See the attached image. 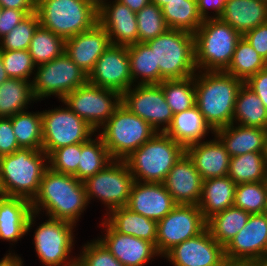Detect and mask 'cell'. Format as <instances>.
Wrapping results in <instances>:
<instances>
[{"instance_id": "cell-48", "label": "cell", "mask_w": 267, "mask_h": 266, "mask_svg": "<svg viewBox=\"0 0 267 266\" xmlns=\"http://www.w3.org/2000/svg\"><path fill=\"white\" fill-rule=\"evenodd\" d=\"M20 149L10 117H0V157Z\"/></svg>"}, {"instance_id": "cell-61", "label": "cell", "mask_w": 267, "mask_h": 266, "mask_svg": "<svg viewBox=\"0 0 267 266\" xmlns=\"http://www.w3.org/2000/svg\"><path fill=\"white\" fill-rule=\"evenodd\" d=\"M69 266H81V265L77 261H75L73 264H71Z\"/></svg>"}, {"instance_id": "cell-58", "label": "cell", "mask_w": 267, "mask_h": 266, "mask_svg": "<svg viewBox=\"0 0 267 266\" xmlns=\"http://www.w3.org/2000/svg\"><path fill=\"white\" fill-rule=\"evenodd\" d=\"M8 75L5 71L4 65H3V61L0 55V85L6 80L8 79Z\"/></svg>"}, {"instance_id": "cell-10", "label": "cell", "mask_w": 267, "mask_h": 266, "mask_svg": "<svg viewBox=\"0 0 267 266\" xmlns=\"http://www.w3.org/2000/svg\"><path fill=\"white\" fill-rule=\"evenodd\" d=\"M87 82L88 75L64 53L48 63L36 66L32 92L39 103L50 97L61 101L68 93Z\"/></svg>"}, {"instance_id": "cell-52", "label": "cell", "mask_w": 267, "mask_h": 266, "mask_svg": "<svg viewBox=\"0 0 267 266\" xmlns=\"http://www.w3.org/2000/svg\"><path fill=\"white\" fill-rule=\"evenodd\" d=\"M226 0H197L198 10L203 19L219 18L224 11Z\"/></svg>"}, {"instance_id": "cell-31", "label": "cell", "mask_w": 267, "mask_h": 266, "mask_svg": "<svg viewBox=\"0 0 267 266\" xmlns=\"http://www.w3.org/2000/svg\"><path fill=\"white\" fill-rule=\"evenodd\" d=\"M35 103L38 102L30 81L8 78L0 85V117H11L30 107L31 110Z\"/></svg>"}, {"instance_id": "cell-29", "label": "cell", "mask_w": 267, "mask_h": 266, "mask_svg": "<svg viewBox=\"0 0 267 266\" xmlns=\"http://www.w3.org/2000/svg\"><path fill=\"white\" fill-rule=\"evenodd\" d=\"M236 186L228 176L203 180L199 209L206 221L233 206Z\"/></svg>"}, {"instance_id": "cell-45", "label": "cell", "mask_w": 267, "mask_h": 266, "mask_svg": "<svg viewBox=\"0 0 267 266\" xmlns=\"http://www.w3.org/2000/svg\"><path fill=\"white\" fill-rule=\"evenodd\" d=\"M0 55L9 78L32 83L36 65L28 50H0Z\"/></svg>"}, {"instance_id": "cell-46", "label": "cell", "mask_w": 267, "mask_h": 266, "mask_svg": "<svg viewBox=\"0 0 267 266\" xmlns=\"http://www.w3.org/2000/svg\"><path fill=\"white\" fill-rule=\"evenodd\" d=\"M93 238L77 247V262L81 266H124L97 238Z\"/></svg>"}, {"instance_id": "cell-36", "label": "cell", "mask_w": 267, "mask_h": 266, "mask_svg": "<svg viewBox=\"0 0 267 266\" xmlns=\"http://www.w3.org/2000/svg\"><path fill=\"white\" fill-rule=\"evenodd\" d=\"M113 159L101 137L96 133L89 140L82 143L78 171L74 175L79 181L84 182L109 165Z\"/></svg>"}, {"instance_id": "cell-24", "label": "cell", "mask_w": 267, "mask_h": 266, "mask_svg": "<svg viewBox=\"0 0 267 266\" xmlns=\"http://www.w3.org/2000/svg\"><path fill=\"white\" fill-rule=\"evenodd\" d=\"M111 45L106 30L97 23L93 28L65 40V53L87 75Z\"/></svg>"}, {"instance_id": "cell-44", "label": "cell", "mask_w": 267, "mask_h": 266, "mask_svg": "<svg viewBox=\"0 0 267 266\" xmlns=\"http://www.w3.org/2000/svg\"><path fill=\"white\" fill-rule=\"evenodd\" d=\"M39 25L40 21L36 12L28 15L0 39V50H28Z\"/></svg>"}, {"instance_id": "cell-13", "label": "cell", "mask_w": 267, "mask_h": 266, "mask_svg": "<svg viewBox=\"0 0 267 266\" xmlns=\"http://www.w3.org/2000/svg\"><path fill=\"white\" fill-rule=\"evenodd\" d=\"M61 101L97 132L121 104V95L87 82L68 93Z\"/></svg>"}, {"instance_id": "cell-41", "label": "cell", "mask_w": 267, "mask_h": 266, "mask_svg": "<svg viewBox=\"0 0 267 266\" xmlns=\"http://www.w3.org/2000/svg\"><path fill=\"white\" fill-rule=\"evenodd\" d=\"M159 85L173 114L196 105L195 75L185 79L163 80Z\"/></svg>"}, {"instance_id": "cell-7", "label": "cell", "mask_w": 267, "mask_h": 266, "mask_svg": "<svg viewBox=\"0 0 267 266\" xmlns=\"http://www.w3.org/2000/svg\"><path fill=\"white\" fill-rule=\"evenodd\" d=\"M146 44L154 52L159 67V84L163 80L185 79L196 74L194 34L168 29Z\"/></svg>"}, {"instance_id": "cell-6", "label": "cell", "mask_w": 267, "mask_h": 266, "mask_svg": "<svg viewBox=\"0 0 267 266\" xmlns=\"http://www.w3.org/2000/svg\"><path fill=\"white\" fill-rule=\"evenodd\" d=\"M242 35L220 18L204 19L194 33L197 71H225Z\"/></svg>"}, {"instance_id": "cell-22", "label": "cell", "mask_w": 267, "mask_h": 266, "mask_svg": "<svg viewBox=\"0 0 267 266\" xmlns=\"http://www.w3.org/2000/svg\"><path fill=\"white\" fill-rule=\"evenodd\" d=\"M31 213L29 200L0 195V240L9 242L11 247L4 256H18L14 248L27 236V222Z\"/></svg>"}, {"instance_id": "cell-59", "label": "cell", "mask_w": 267, "mask_h": 266, "mask_svg": "<svg viewBox=\"0 0 267 266\" xmlns=\"http://www.w3.org/2000/svg\"><path fill=\"white\" fill-rule=\"evenodd\" d=\"M174 0H151L152 3L156 4L159 8H162L165 6L168 2H171Z\"/></svg>"}, {"instance_id": "cell-21", "label": "cell", "mask_w": 267, "mask_h": 266, "mask_svg": "<svg viewBox=\"0 0 267 266\" xmlns=\"http://www.w3.org/2000/svg\"><path fill=\"white\" fill-rule=\"evenodd\" d=\"M176 206L163 183L134 181L127 208L156 222Z\"/></svg>"}, {"instance_id": "cell-20", "label": "cell", "mask_w": 267, "mask_h": 266, "mask_svg": "<svg viewBox=\"0 0 267 266\" xmlns=\"http://www.w3.org/2000/svg\"><path fill=\"white\" fill-rule=\"evenodd\" d=\"M176 205H199L203 179L185 152L163 182Z\"/></svg>"}, {"instance_id": "cell-33", "label": "cell", "mask_w": 267, "mask_h": 266, "mask_svg": "<svg viewBox=\"0 0 267 266\" xmlns=\"http://www.w3.org/2000/svg\"><path fill=\"white\" fill-rule=\"evenodd\" d=\"M248 212L230 206L207 220L206 227L212 237L223 247L246 225L250 218Z\"/></svg>"}, {"instance_id": "cell-62", "label": "cell", "mask_w": 267, "mask_h": 266, "mask_svg": "<svg viewBox=\"0 0 267 266\" xmlns=\"http://www.w3.org/2000/svg\"><path fill=\"white\" fill-rule=\"evenodd\" d=\"M1 13H2V6L0 5V16H1Z\"/></svg>"}, {"instance_id": "cell-54", "label": "cell", "mask_w": 267, "mask_h": 266, "mask_svg": "<svg viewBox=\"0 0 267 266\" xmlns=\"http://www.w3.org/2000/svg\"><path fill=\"white\" fill-rule=\"evenodd\" d=\"M24 257L22 254L18 256H4L0 259V266H24Z\"/></svg>"}, {"instance_id": "cell-30", "label": "cell", "mask_w": 267, "mask_h": 266, "mask_svg": "<svg viewBox=\"0 0 267 266\" xmlns=\"http://www.w3.org/2000/svg\"><path fill=\"white\" fill-rule=\"evenodd\" d=\"M104 219L119 233L156 244L157 222L133 212L126 206L113 209Z\"/></svg>"}, {"instance_id": "cell-60", "label": "cell", "mask_w": 267, "mask_h": 266, "mask_svg": "<svg viewBox=\"0 0 267 266\" xmlns=\"http://www.w3.org/2000/svg\"><path fill=\"white\" fill-rule=\"evenodd\" d=\"M256 266H267V254L256 262Z\"/></svg>"}, {"instance_id": "cell-51", "label": "cell", "mask_w": 267, "mask_h": 266, "mask_svg": "<svg viewBox=\"0 0 267 266\" xmlns=\"http://www.w3.org/2000/svg\"><path fill=\"white\" fill-rule=\"evenodd\" d=\"M244 84L256 93L267 109V67L249 77Z\"/></svg>"}, {"instance_id": "cell-49", "label": "cell", "mask_w": 267, "mask_h": 266, "mask_svg": "<svg viewBox=\"0 0 267 266\" xmlns=\"http://www.w3.org/2000/svg\"><path fill=\"white\" fill-rule=\"evenodd\" d=\"M243 37L264 60L267 58V23L248 31Z\"/></svg>"}, {"instance_id": "cell-4", "label": "cell", "mask_w": 267, "mask_h": 266, "mask_svg": "<svg viewBox=\"0 0 267 266\" xmlns=\"http://www.w3.org/2000/svg\"><path fill=\"white\" fill-rule=\"evenodd\" d=\"M48 167V155L42 150L20 148L0 157V195L31 202Z\"/></svg>"}, {"instance_id": "cell-26", "label": "cell", "mask_w": 267, "mask_h": 266, "mask_svg": "<svg viewBox=\"0 0 267 266\" xmlns=\"http://www.w3.org/2000/svg\"><path fill=\"white\" fill-rule=\"evenodd\" d=\"M215 135L223 143L230 157L267 151V129L231 123L215 130Z\"/></svg>"}, {"instance_id": "cell-43", "label": "cell", "mask_w": 267, "mask_h": 266, "mask_svg": "<svg viewBox=\"0 0 267 266\" xmlns=\"http://www.w3.org/2000/svg\"><path fill=\"white\" fill-rule=\"evenodd\" d=\"M136 19L140 43H146L169 29L161 8L152 2L136 12Z\"/></svg>"}, {"instance_id": "cell-23", "label": "cell", "mask_w": 267, "mask_h": 266, "mask_svg": "<svg viewBox=\"0 0 267 266\" xmlns=\"http://www.w3.org/2000/svg\"><path fill=\"white\" fill-rule=\"evenodd\" d=\"M98 23L112 45L130 46L138 42L136 13L117 0H110L98 10Z\"/></svg>"}, {"instance_id": "cell-57", "label": "cell", "mask_w": 267, "mask_h": 266, "mask_svg": "<svg viewBox=\"0 0 267 266\" xmlns=\"http://www.w3.org/2000/svg\"><path fill=\"white\" fill-rule=\"evenodd\" d=\"M91 5H93L97 10H99L103 5H105L110 0H84Z\"/></svg>"}, {"instance_id": "cell-47", "label": "cell", "mask_w": 267, "mask_h": 266, "mask_svg": "<svg viewBox=\"0 0 267 266\" xmlns=\"http://www.w3.org/2000/svg\"><path fill=\"white\" fill-rule=\"evenodd\" d=\"M81 152L82 143L60 147L48 156V165L56 172L75 175Z\"/></svg>"}, {"instance_id": "cell-55", "label": "cell", "mask_w": 267, "mask_h": 266, "mask_svg": "<svg viewBox=\"0 0 267 266\" xmlns=\"http://www.w3.org/2000/svg\"><path fill=\"white\" fill-rule=\"evenodd\" d=\"M123 5L128 6L133 12L140 11L147 4L151 3V0H117Z\"/></svg>"}, {"instance_id": "cell-40", "label": "cell", "mask_w": 267, "mask_h": 266, "mask_svg": "<svg viewBox=\"0 0 267 266\" xmlns=\"http://www.w3.org/2000/svg\"><path fill=\"white\" fill-rule=\"evenodd\" d=\"M28 51L36 66L48 63L65 53V39L39 25Z\"/></svg>"}, {"instance_id": "cell-42", "label": "cell", "mask_w": 267, "mask_h": 266, "mask_svg": "<svg viewBox=\"0 0 267 266\" xmlns=\"http://www.w3.org/2000/svg\"><path fill=\"white\" fill-rule=\"evenodd\" d=\"M233 205L249 214L265 213L267 211L265 181L238 184Z\"/></svg>"}, {"instance_id": "cell-25", "label": "cell", "mask_w": 267, "mask_h": 266, "mask_svg": "<svg viewBox=\"0 0 267 266\" xmlns=\"http://www.w3.org/2000/svg\"><path fill=\"white\" fill-rule=\"evenodd\" d=\"M186 153L203 180L228 175L231 157L215 134L204 141L188 146Z\"/></svg>"}, {"instance_id": "cell-11", "label": "cell", "mask_w": 267, "mask_h": 266, "mask_svg": "<svg viewBox=\"0 0 267 266\" xmlns=\"http://www.w3.org/2000/svg\"><path fill=\"white\" fill-rule=\"evenodd\" d=\"M58 102L62 104L41 110L42 151L48 156L60 147L84 143L96 134V130L63 101Z\"/></svg>"}, {"instance_id": "cell-9", "label": "cell", "mask_w": 267, "mask_h": 266, "mask_svg": "<svg viewBox=\"0 0 267 266\" xmlns=\"http://www.w3.org/2000/svg\"><path fill=\"white\" fill-rule=\"evenodd\" d=\"M113 160H124L157 131L145 120L120 104L96 132Z\"/></svg>"}, {"instance_id": "cell-8", "label": "cell", "mask_w": 267, "mask_h": 266, "mask_svg": "<svg viewBox=\"0 0 267 266\" xmlns=\"http://www.w3.org/2000/svg\"><path fill=\"white\" fill-rule=\"evenodd\" d=\"M40 25L65 40L93 28L98 10L84 0H36Z\"/></svg>"}, {"instance_id": "cell-50", "label": "cell", "mask_w": 267, "mask_h": 266, "mask_svg": "<svg viewBox=\"0 0 267 266\" xmlns=\"http://www.w3.org/2000/svg\"><path fill=\"white\" fill-rule=\"evenodd\" d=\"M28 15L23 10L2 8L0 16V39L8 34Z\"/></svg>"}, {"instance_id": "cell-17", "label": "cell", "mask_w": 267, "mask_h": 266, "mask_svg": "<svg viewBox=\"0 0 267 266\" xmlns=\"http://www.w3.org/2000/svg\"><path fill=\"white\" fill-rule=\"evenodd\" d=\"M88 83L111 89L120 95L132 87L128 46L110 45L88 75Z\"/></svg>"}, {"instance_id": "cell-15", "label": "cell", "mask_w": 267, "mask_h": 266, "mask_svg": "<svg viewBox=\"0 0 267 266\" xmlns=\"http://www.w3.org/2000/svg\"><path fill=\"white\" fill-rule=\"evenodd\" d=\"M121 104L148 122L157 132H165L173 120L159 84H136L121 94Z\"/></svg>"}, {"instance_id": "cell-34", "label": "cell", "mask_w": 267, "mask_h": 266, "mask_svg": "<svg viewBox=\"0 0 267 266\" xmlns=\"http://www.w3.org/2000/svg\"><path fill=\"white\" fill-rule=\"evenodd\" d=\"M227 176L237 185L266 181V152H250L231 157Z\"/></svg>"}, {"instance_id": "cell-12", "label": "cell", "mask_w": 267, "mask_h": 266, "mask_svg": "<svg viewBox=\"0 0 267 266\" xmlns=\"http://www.w3.org/2000/svg\"><path fill=\"white\" fill-rule=\"evenodd\" d=\"M133 182L126 162L113 160L103 170L83 182L88 204L94 201L104 204L101 206L105 208V213L101 216L104 218L113 209L127 205Z\"/></svg>"}, {"instance_id": "cell-1", "label": "cell", "mask_w": 267, "mask_h": 266, "mask_svg": "<svg viewBox=\"0 0 267 266\" xmlns=\"http://www.w3.org/2000/svg\"><path fill=\"white\" fill-rule=\"evenodd\" d=\"M89 204L83 182L74 175L46 169L37 195L31 201L32 212L45 217L65 220L77 227Z\"/></svg>"}, {"instance_id": "cell-53", "label": "cell", "mask_w": 267, "mask_h": 266, "mask_svg": "<svg viewBox=\"0 0 267 266\" xmlns=\"http://www.w3.org/2000/svg\"><path fill=\"white\" fill-rule=\"evenodd\" d=\"M2 8L23 10L27 15L36 12V0H0Z\"/></svg>"}, {"instance_id": "cell-38", "label": "cell", "mask_w": 267, "mask_h": 266, "mask_svg": "<svg viewBox=\"0 0 267 266\" xmlns=\"http://www.w3.org/2000/svg\"><path fill=\"white\" fill-rule=\"evenodd\" d=\"M133 84H159V67H155L154 52L146 43L128 46Z\"/></svg>"}, {"instance_id": "cell-14", "label": "cell", "mask_w": 267, "mask_h": 266, "mask_svg": "<svg viewBox=\"0 0 267 266\" xmlns=\"http://www.w3.org/2000/svg\"><path fill=\"white\" fill-rule=\"evenodd\" d=\"M199 205H176L157 222V253L163 257L175 245L200 234L206 228Z\"/></svg>"}, {"instance_id": "cell-32", "label": "cell", "mask_w": 267, "mask_h": 266, "mask_svg": "<svg viewBox=\"0 0 267 266\" xmlns=\"http://www.w3.org/2000/svg\"><path fill=\"white\" fill-rule=\"evenodd\" d=\"M233 123L267 129V109L261 99L243 84L234 105Z\"/></svg>"}, {"instance_id": "cell-28", "label": "cell", "mask_w": 267, "mask_h": 266, "mask_svg": "<svg viewBox=\"0 0 267 266\" xmlns=\"http://www.w3.org/2000/svg\"><path fill=\"white\" fill-rule=\"evenodd\" d=\"M219 18L243 36L267 23V3L260 0H226Z\"/></svg>"}, {"instance_id": "cell-18", "label": "cell", "mask_w": 267, "mask_h": 266, "mask_svg": "<svg viewBox=\"0 0 267 266\" xmlns=\"http://www.w3.org/2000/svg\"><path fill=\"white\" fill-rule=\"evenodd\" d=\"M225 258L224 247L206 227L200 234L175 245L163 257L173 266H218Z\"/></svg>"}, {"instance_id": "cell-35", "label": "cell", "mask_w": 267, "mask_h": 266, "mask_svg": "<svg viewBox=\"0 0 267 266\" xmlns=\"http://www.w3.org/2000/svg\"><path fill=\"white\" fill-rule=\"evenodd\" d=\"M161 10L169 29L194 34L204 21L199 13L197 0H174Z\"/></svg>"}, {"instance_id": "cell-63", "label": "cell", "mask_w": 267, "mask_h": 266, "mask_svg": "<svg viewBox=\"0 0 267 266\" xmlns=\"http://www.w3.org/2000/svg\"><path fill=\"white\" fill-rule=\"evenodd\" d=\"M265 185H266V192H267V179H266V181H265Z\"/></svg>"}, {"instance_id": "cell-39", "label": "cell", "mask_w": 267, "mask_h": 266, "mask_svg": "<svg viewBox=\"0 0 267 266\" xmlns=\"http://www.w3.org/2000/svg\"><path fill=\"white\" fill-rule=\"evenodd\" d=\"M265 67L264 59L242 36L237 42L232 60L224 72L245 82Z\"/></svg>"}, {"instance_id": "cell-16", "label": "cell", "mask_w": 267, "mask_h": 266, "mask_svg": "<svg viewBox=\"0 0 267 266\" xmlns=\"http://www.w3.org/2000/svg\"><path fill=\"white\" fill-rule=\"evenodd\" d=\"M100 233L97 239L124 266H147L162 257L155 246L146 240L117 232L104 218L97 223Z\"/></svg>"}, {"instance_id": "cell-27", "label": "cell", "mask_w": 267, "mask_h": 266, "mask_svg": "<svg viewBox=\"0 0 267 266\" xmlns=\"http://www.w3.org/2000/svg\"><path fill=\"white\" fill-rule=\"evenodd\" d=\"M165 133L185 149L213 136L215 131L205 121L197 105L173 115L171 125Z\"/></svg>"}, {"instance_id": "cell-37", "label": "cell", "mask_w": 267, "mask_h": 266, "mask_svg": "<svg viewBox=\"0 0 267 266\" xmlns=\"http://www.w3.org/2000/svg\"><path fill=\"white\" fill-rule=\"evenodd\" d=\"M14 135L20 148L42 150V114L41 111L25 110L10 117Z\"/></svg>"}, {"instance_id": "cell-19", "label": "cell", "mask_w": 267, "mask_h": 266, "mask_svg": "<svg viewBox=\"0 0 267 266\" xmlns=\"http://www.w3.org/2000/svg\"><path fill=\"white\" fill-rule=\"evenodd\" d=\"M267 254V213L251 214L246 225L224 247L225 258L256 263Z\"/></svg>"}, {"instance_id": "cell-2", "label": "cell", "mask_w": 267, "mask_h": 266, "mask_svg": "<svg viewBox=\"0 0 267 266\" xmlns=\"http://www.w3.org/2000/svg\"><path fill=\"white\" fill-rule=\"evenodd\" d=\"M243 84L224 71L196 72V105L214 131L233 123L235 101Z\"/></svg>"}, {"instance_id": "cell-3", "label": "cell", "mask_w": 267, "mask_h": 266, "mask_svg": "<svg viewBox=\"0 0 267 266\" xmlns=\"http://www.w3.org/2000/svg\"><path fill=\"white\" fill-rule=\"evenodd\" d=\"M42 217V215L32 212L27 222V236L28 234L31 236L30 233L33 234L32 247H34L39 263L43 266L73 264L77 261L75 252L76 239H78L76 237L78 233L75 234L78 230L77 226L65 220ZM37 221L39 222L37 223Z\"/></svg>"}, {"instance_id": "cell-5", "label": "cell", "mask_w": 267, "mask_h": 266, "mask_svg": "<svg viewBox=\"0 0 267 266\" xmlns=\"http://www.w3.org/2000/svg\"><path fill=\"white\" fill-rule=\"evenodd\" d=\"M185 152L186 149L165 132H157L124 161L134 181L163 183Z\"/></svg>"}, {"instance_id": "cell-56", "label": "cell", "mask_w": 267, "mask_h": 266, "mask_svg": "<svg viewBox=\"0 0 267 266\" xmlns=\"http://www.w3.org/2000/svg\"><path fill=\"white\" fill-rule=\"evenodd\" d=\"M218 266H256V263L244 260H231L224 258Z\"/></svg>"}]
</instances>
